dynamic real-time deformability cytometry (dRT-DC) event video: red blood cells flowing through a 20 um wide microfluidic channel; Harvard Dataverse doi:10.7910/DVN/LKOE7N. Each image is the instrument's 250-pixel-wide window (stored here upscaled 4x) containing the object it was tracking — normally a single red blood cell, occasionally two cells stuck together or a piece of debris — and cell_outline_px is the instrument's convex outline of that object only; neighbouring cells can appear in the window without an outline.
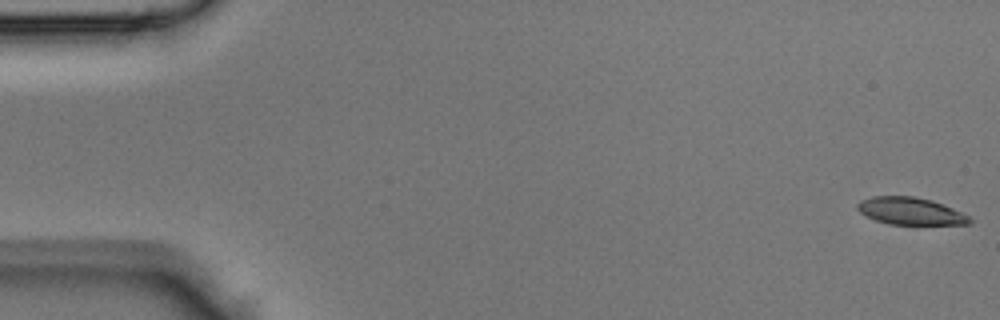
{"species": "Egyptian fruit bat (a non-hibernating species)", "species_latin": "Rousettus aegyptiacus", "temperature_condition": "room temperature", "stored_images_in_passage": 43, "camera_frame_rate_fps": 3000, "um_per_image_px": 0.085, "animal": {"sex": "male"}, "frame": {"image": 1, "passage_image": 1, "time_ms": 0.0, "image_size_px": [1000, 320], "cell_outline_px": [[972, 224], [888, 224], [876, 220], [860, 212], [856, 208], [856, 204], [860, 200], [872, 196], [912, 196], [932, 200], [952, 208], [968, 216], [972, 220]], "centroid_in_image_um": [77.36, 17.93], "position_along_channel_um": 7.6, "area_um2": 17.69}}
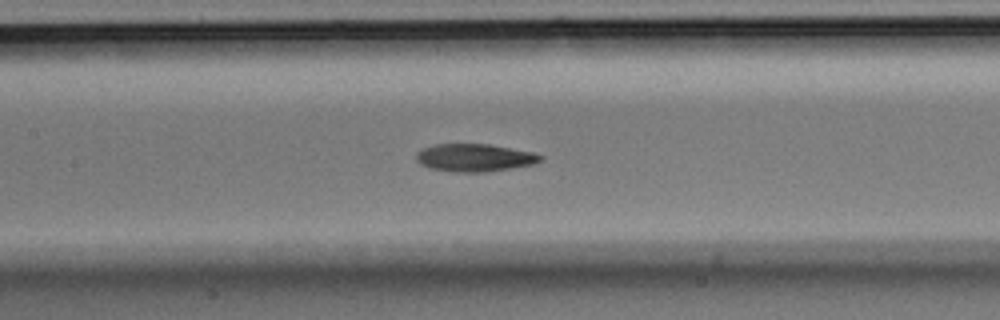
{"frame": {"image": 2, "passage_image": 20, "time_ms": 6.333, "image_size_px": [1000, 320], "cell_outline_px": [[544, 156], [540, 160], [532, 164], [512, 168], [484, 172], [456, 172], [428, 168], [420, 164], [416, 160], [416, 152], [420, 148], [436, 144], [488, 144], [532, 152]], "centroid_in_image_um": [40.27, 13.4], "position_along_channel_um": 167.1, "area_um2": 20.06}}
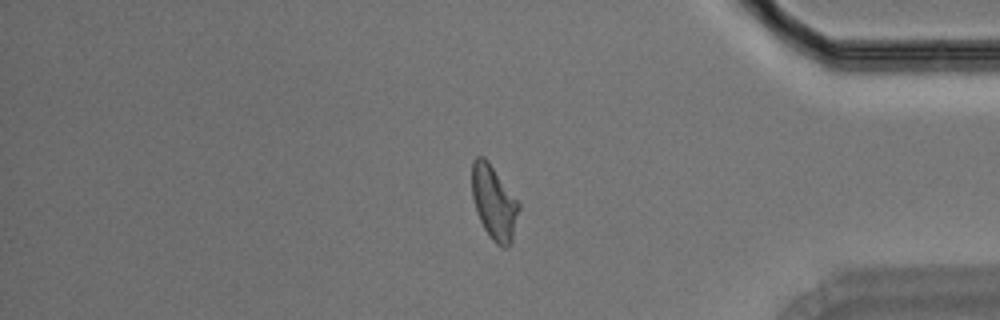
{"frame": {"image": 3, "passage_image": 36, "time_ms": 11.667, "image_size_px": [1000, 320], "cell_outline_px": [[520, 208], [512, 244], [508, 248], [504, 248], [496, 244], [492, 240], [484, 228], [476, 212], [472, 196], [472, 160], [476, 156], [484, 156], [488, 160], [520, 204]], "centroid_in_image_um": [42.0, 17.24], "position_along_channel_um": 393.2, "area_um2": 20.46}}